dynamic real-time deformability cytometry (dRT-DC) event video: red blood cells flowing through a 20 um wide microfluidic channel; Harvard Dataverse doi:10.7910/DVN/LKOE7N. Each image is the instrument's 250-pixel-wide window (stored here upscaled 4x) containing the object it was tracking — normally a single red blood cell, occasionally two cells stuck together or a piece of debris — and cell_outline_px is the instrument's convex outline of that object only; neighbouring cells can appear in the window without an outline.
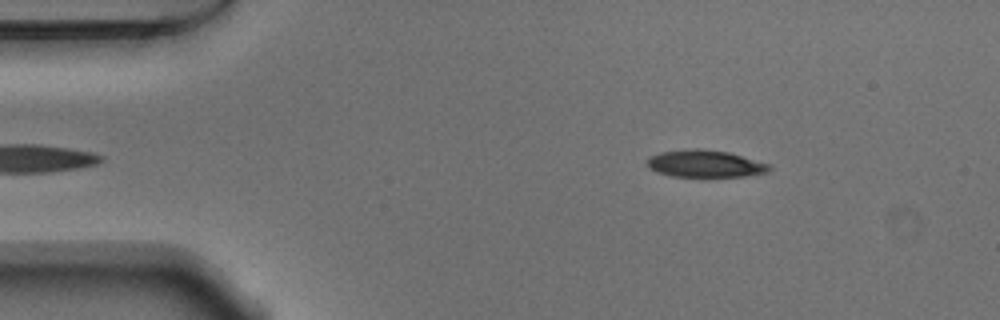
{"species": "Egyptian fruit bat (a non-hibernating species)", "species_latin": "Rousettus aegyptiacus", "temperature_condition": "warm", "stored_images_in_passage": 47, "camera_frame_rate_fps": 3000, "um_per_image_px": 0.085, "animal": {"sex": "male"}, "frame": {"image": 1, "passage_image": 2, "time_ms": 0.333, "image_size_px": [1000, 320], "cell_outline_px": [[772, 168], [768, 172], [744, 176], [672, 176], [656, 172], [648, 168], [648, 156], [660, 152], [688, 148], [700, 148], [728, 152], [772, 164]], "centroid_in_image_um": [59.94, 13.9], "position_along_channel_um": 25.1, "area_um2": 19.48}}
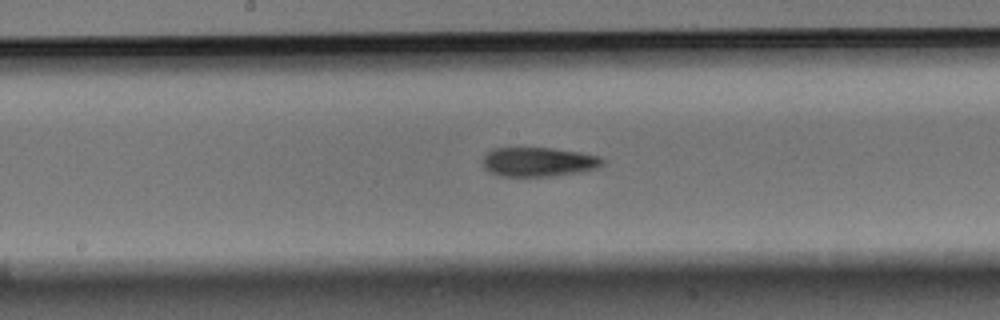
{"frame": {"image": 2, "passage_image": 21, "time_ms": 6.667, "image_size_px": [1000, 320], "cell_outline_px": [[604, 164], [596, 168], [580, 172], [552, 176], [500, 176], [488, 172], [484, 168], [484, 156], [492, 148], [552, 148], [580, 152], [600, 156], [604, 160]], "centroid_in_image_um": [45.78, 13.76], "position_along_channel_um": 202.4, "area_um2": 20.46}}
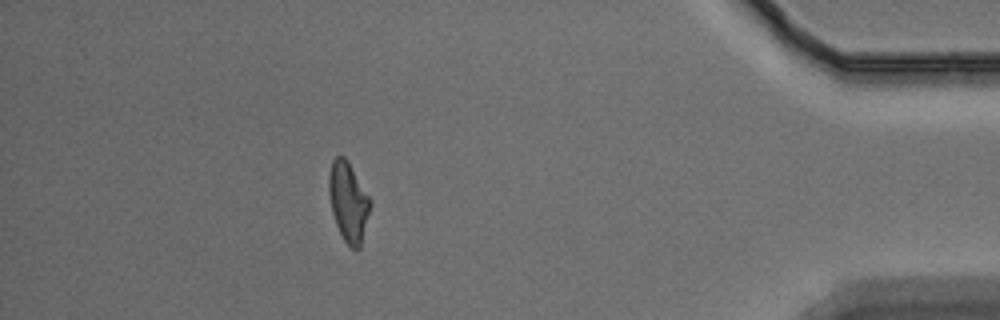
{"frame": {"image": 3, "passage_image": 41, "time_ms": 13.333, "image_size_px": [1000, 320], "cell_outline_px": [[372, 204], [360, 248], [356, 252], [344, 240], [336, 224], [332, 212], [328, 192], [328, 176], [332, 160], [336, 156], [344, 156], [348, 160], [372, 200]], "centroid_in_image_um": [29.62, 17.14], "position_along_channel_um": 405.6, "area_um2": 19.48}, "authors_computed_cell_mechanics": {"area_um2": 20.23, "velocity_mm_per_s": 3.7909, "shape_relaxation_time_tau1_ms": 5.8993, "shape_relaxation_time_tau2_ms": 4.5347, "deformation_change_tau1": 0.1935, "deformation_change_tau2": 0.131}}